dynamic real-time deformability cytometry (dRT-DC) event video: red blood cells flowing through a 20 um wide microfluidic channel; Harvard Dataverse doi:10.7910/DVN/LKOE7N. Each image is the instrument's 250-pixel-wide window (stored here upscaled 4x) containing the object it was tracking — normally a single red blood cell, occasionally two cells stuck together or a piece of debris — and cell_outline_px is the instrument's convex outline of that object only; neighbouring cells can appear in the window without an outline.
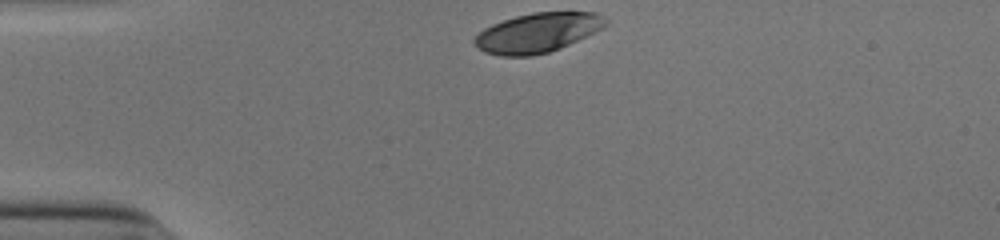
{"species": "human", "species_latin": "Homo sapiens", "temperature_condition": "cold", "stored_images_in_passage": 31, "camera_frame_rate_fps": 3000, "um_per_image_px": 0.085, "donor": {"sex": "male"}, "frame": {"image": 1, "passage_image": 1, "time_ms": 0.0, "image_size_px": [1000, 240], "cell_outline_px": [[608, 24], [604, 28], [560, 48], [548, 52], [532, 56], [500, 56], [484, 52], [472, 40], [484, 28], [492, 24], [516, 16], [532, 12], [596, 12], [604, 16], [608, 20]], "centroid_in_image_um": [45.72, 2.77], "position_along_channel_um": 39.3, "area_um2": 30.17}}
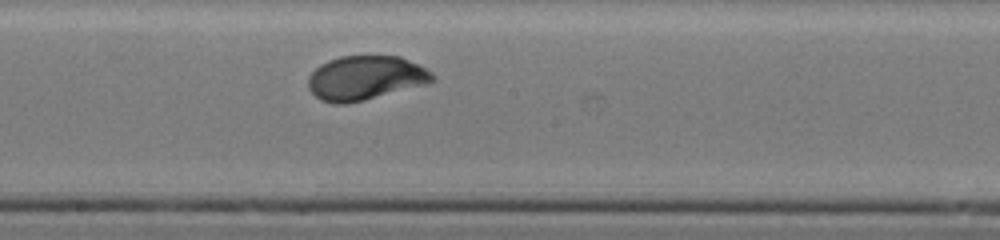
{"frame": {"image": 2, "passage_image": 18, "time_ms": 5.667, "image_size_px": [1000, 240], "cell_outline_px": [[436, 80], [428, 84], [364, 100], [344, 104], [336, 104], [320, 100], [308, 88], [308, 76], [320, 64], [328, 60], [340, 56], [400, 56], [432, 72], [436, 76]], "centroid_in_image_um": [31.06, 6.63], "position_along_channel_um": 217.1, "area_um2": 32.08}}
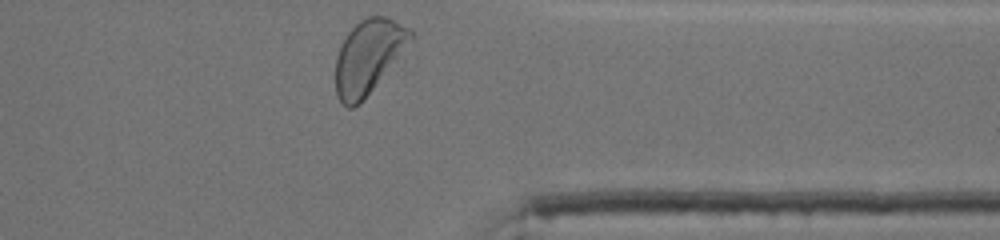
{"frame": {"image": 3, "passage_image": 31, "time_ms": 10.0, "image_size_px": [1000, 240], "cell_outline_px": [[412, 36], [360, 104], [352, 108], [348, 108], [336, 96], [336, 56], [340, 44], [348, 32], [360, 20], [368, 16], [388, 16], [412, 28]], "centroid_in_image_um": [31.25, 4.77], "position_along_channel_um": 380.2, "area_um2": 31.33}, "authors_computed_cell_mechanics": {"area_um2": 31.501, "velocity_mm_per_s": 3.8688, "shape_relaxation_time_tau1_ms": 2.445, "shape_relaxation_time_tau2_ms": null, "deformation_change_tau1": 0.165, "deformation_change_tau2": null}}